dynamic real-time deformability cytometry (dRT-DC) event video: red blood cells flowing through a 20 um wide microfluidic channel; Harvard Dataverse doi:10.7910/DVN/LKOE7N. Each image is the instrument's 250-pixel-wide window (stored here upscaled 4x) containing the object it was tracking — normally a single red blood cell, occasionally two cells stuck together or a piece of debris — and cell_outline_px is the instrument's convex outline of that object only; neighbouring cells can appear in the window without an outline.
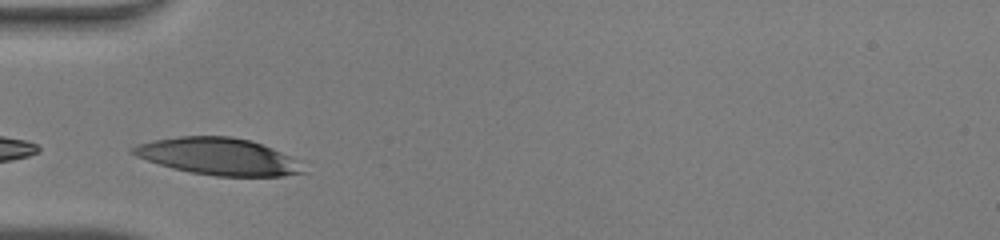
{"species": "human", "species_latin": "Homo sapiens", "temperature_condition": "warm", "stored_images_in_passage": 9, "camera_frame_rate_fps": 3000, "um_per_image_px": 0.085, "donor": {"sex": "male"}, "frame": {"image": 1, "passage_image": 4, "time_ms": 1.0, "image_size_px": [1000, 240], "cell_outline_px": [[308, 172], [284, 176], [216, 176], [192, 172], [172, 168], [136, 156], [128, 152], [136, 144], [156, 140], [180, 136], [232, 136], [252, 140], [264, 144], [296, 160]], "centroid_in_image_um": [18.57, 13.29], "position_along_channel_um": 66.4, "area_um2": 36.53}}
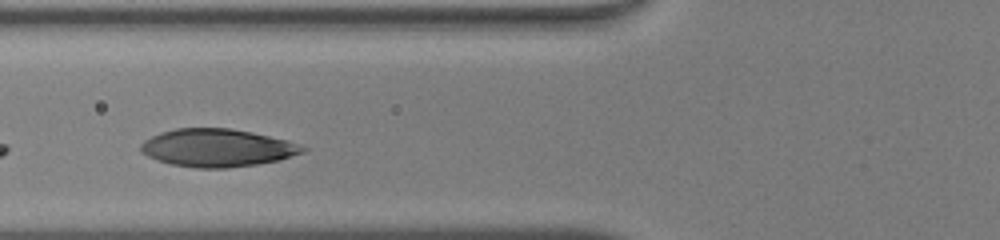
{"frame": {"image": 2, "passage_image": 7, "time_ms": 2.0, "image_size_px": [1000, 240], "cell_outline_px": [[308, 148], [304, 152], [280, 160], [256, 164], [228, 168], [196, 168], [172, 164], [156, 160], [140, 152], [140, 144], [144, 140], [160, 132], [176, 128], [228, 128], [252, 132], [288, 140]], "centroid_in_image_um": [18.45, 12.56], "position_along_channel_um": 107.3, "area_um2": 35.78}}